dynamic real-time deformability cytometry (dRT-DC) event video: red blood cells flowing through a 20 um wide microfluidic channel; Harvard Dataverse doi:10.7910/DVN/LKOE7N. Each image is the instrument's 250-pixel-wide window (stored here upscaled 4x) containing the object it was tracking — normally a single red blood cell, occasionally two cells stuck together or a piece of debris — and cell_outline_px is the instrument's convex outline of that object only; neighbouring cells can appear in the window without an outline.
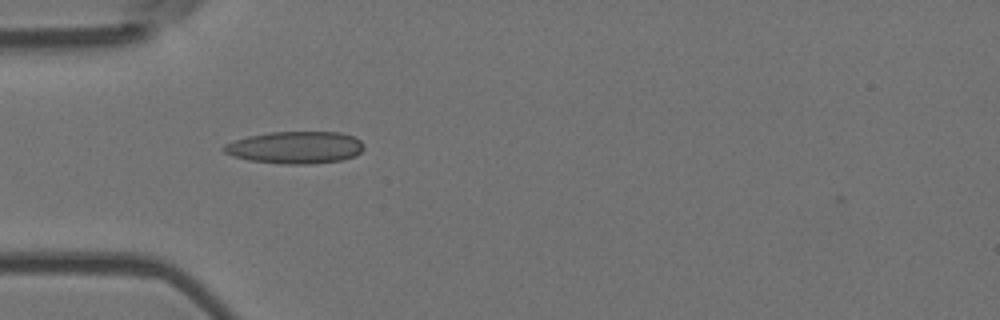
{"species": "Egyptian fruit bat (a non-hibernating species)", "species_latin": "Rousettus aegyptiacus", "temperature_condition": "room temperature", "stored_images_in_passage": 2, "camera_frame_rate_fps": 3000, "um_per_image_px": 0.085, "animal": {"sex": "female"}, "frame": {"image": 1, "passage_image": 1, "time_ms": 0.0, "image_size_px": [1000, 320], "cell_outline_px": [[364, 148], [356, 156], [340, 160], [312, 164], [280, 164], [248, 160], [224, 152], [220, 148], [224, 144], [248, 136], [272, 132], [340, 132], [352, 136], [360, 140], [364, 144]], "centroid_in_image_um": [25.11, 12.54], "position_along_channel_um": 59.9, "area_um2": 26.3}}
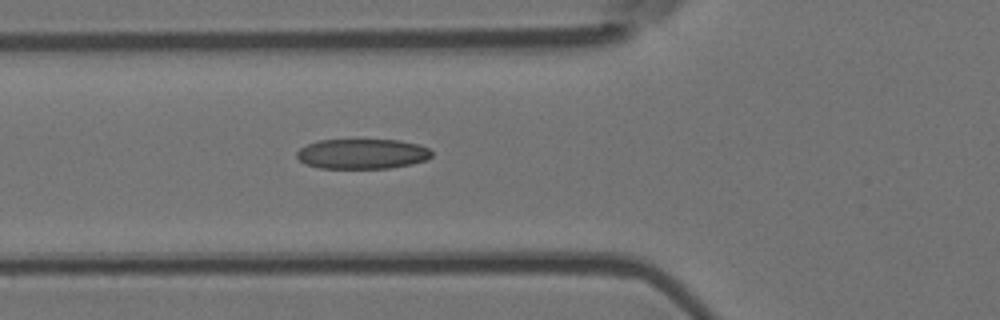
{"frame": {"image": 2, "passage_image": 2, "time_ms": 0.333, "image_size_px": [1000, 320], "cell_outline_px": [[432, 156], [428, 160], [412, 164], [392, 168], [320, 168], [304, 164], [296, 156], [296, 152], [300, 148], [308, 144], [320, 140], [400, 140], [420, 144], [428, 148], [432, 152]], "centroid_in_image_um": [30.82, 13.08], "position_along_channel_um": 95.0, "area_um2": 23.81}}